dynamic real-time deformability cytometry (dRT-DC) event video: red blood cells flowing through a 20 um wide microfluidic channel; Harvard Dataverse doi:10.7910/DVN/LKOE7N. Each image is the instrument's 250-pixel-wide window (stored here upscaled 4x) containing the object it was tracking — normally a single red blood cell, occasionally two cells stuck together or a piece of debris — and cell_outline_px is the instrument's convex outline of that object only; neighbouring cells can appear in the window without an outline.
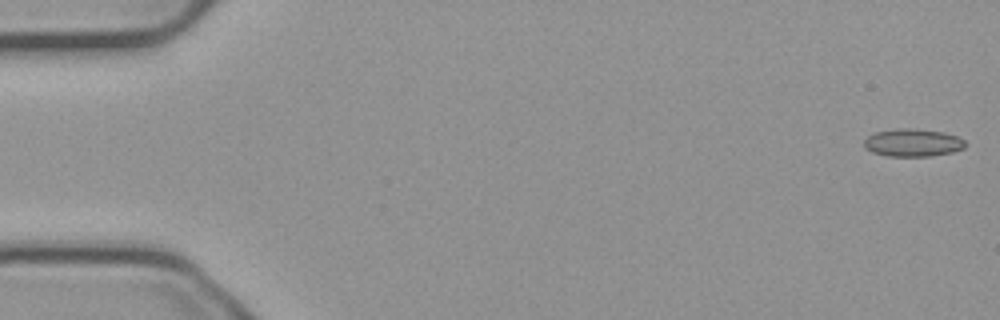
{"species": "common noctule bat (a hibernating species)", "species_latin": "Nyctalus noctula", "temperature_condition": "cold", "stored_images_in_passage": 15, "camera_frame_rate_fps": 3000, "um_per_image_px": 0.085, "animal": {"sex": "male", "body_mass_g": 23.1, "forearm_length_mm": 52.7}, "frame": {"image": 1, "passage_image": 1, "time_ms": 0.0, "image_size_px": [1000, 320], "cell_outline_px": [[968, 144], [964, 148], [952, 152], [932, 156], [888, 156], [872, 152], [864, 148], [864, 140], [868, 136], [876, 132], [896, 128], [912, 128], [944, 132], [956, 136], [964, 140]], "centroid_in_image_um": [77.59, 12.13], "position_along_channel_um": 7.4, "area_um2": 16.47}}
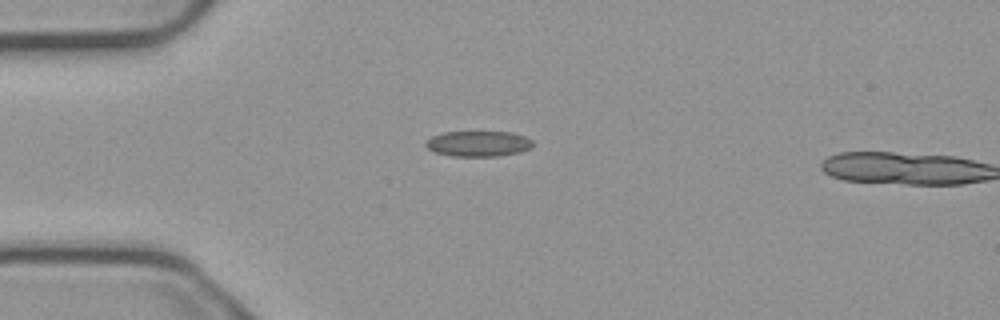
{"frame": {"image": 2, "passage_image": 14, "time_ms": 4.333, "image_size_px": [1000, 320], "cell_outline_px": [[532, 148], [520, 152], [500, 156], [452, 156], [436, 152], [428, 148], [424, 144], [432, 136], [444, 132], [512, 132], [524, 136], [532, 140]], "centroid_in_image_um": [40.68, 12.21], "position_along_channel_um": 44.3, "area_um2": 15.9}}